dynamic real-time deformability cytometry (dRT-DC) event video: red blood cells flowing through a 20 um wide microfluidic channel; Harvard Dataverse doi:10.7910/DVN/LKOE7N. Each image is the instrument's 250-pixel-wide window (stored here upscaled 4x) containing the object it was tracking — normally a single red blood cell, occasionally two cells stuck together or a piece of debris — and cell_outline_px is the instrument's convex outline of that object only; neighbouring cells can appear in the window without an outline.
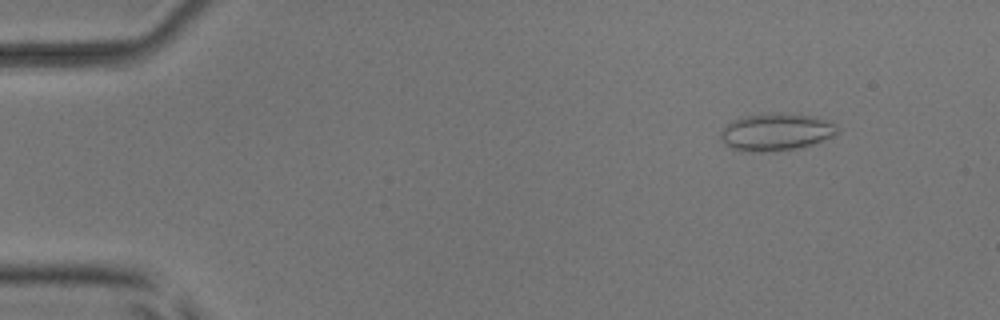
{"species": "common noctule bat (a hibernating species)", "species_latin": "Nyctalus noctula", "temperature_condition": "room temperature", "stored_images_in_passage": 6, "camera_frame_rate_fps": 3000, "um_per_image_px": 0.085, "animal": {"sex": "male", "body_mass_g": 17.9, "forearm_length_mm": 54.2}, "frame": {"image": 1, "passage_image": 2, "time_ms": 1.333, "image_size_px": [1000, 320], "cell_outline_px": [[836, 132], [832, 136], [812, 144], [800, 148], [764, 152], [752, 152], [732, 148], [720, 140], [720, 132], [732, 120], [744, 116], [764, 112], [780, 112], [812, 116], [828, 120], [836, 124]], "centroid_in_image_um": [65.94, 11.2], "position_along_channel_um": 19.1, "area_um2": 25.49}}